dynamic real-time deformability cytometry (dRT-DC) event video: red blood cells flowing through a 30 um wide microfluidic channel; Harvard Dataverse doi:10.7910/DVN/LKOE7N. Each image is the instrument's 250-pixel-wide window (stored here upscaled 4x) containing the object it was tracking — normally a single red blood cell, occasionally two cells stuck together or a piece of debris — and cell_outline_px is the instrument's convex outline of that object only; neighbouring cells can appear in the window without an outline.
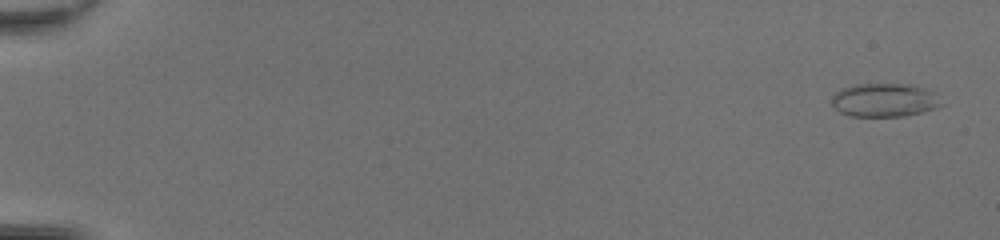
{"species": "common noctule bat (a hibernating species)", "species_latin": "Nyctalus noctula", "temperature_condition": "room temperature", "stored_images_in_passage": 49, "camera_frame_rate_fps": 3000, "um_per_image_px": 0.085, "animal": {"sex": "female", "body_mass_g": 20.0, "forearm_length_mm": 54.0}, "frame": {"image": 1, "passage_image": 2, "time_ms": 0.333, "image_size_px": [1000, 240], "cell_outline_px": [[944, 104], [936, 108], [908, 116], [848, 116], [840, 112], [832, 104], [832, 96], [840, 88], [856, 84], [912, 84], [932, 88]], "centroid_in_image_um": [75.24, 8.49], "position_along_channel_um": 9.8, "area_um2": 21.91}}
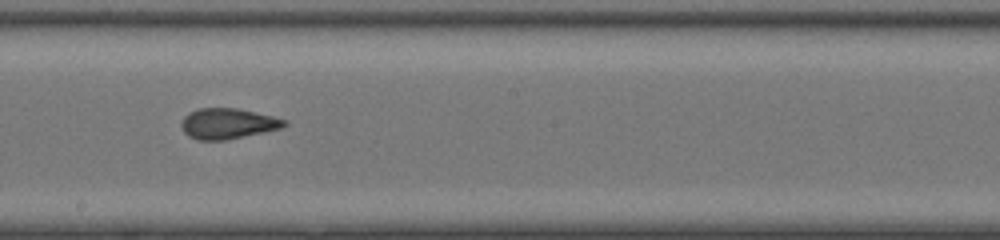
{"frame": {"image": 2, "passage_image": 30, "time_ms": 9.667, "image_size_px": [1000, 240], "cell_outline_px": [[288, 124], [280, 128], [264, 132], [224, 140], [196, 140], [188, 136], [184, 132], [180, 124], [184, 116], [188, 112], [196, 108], [236, 108], [272, 116], [288, 120]], "centroid_in_image_um": [19.32, 10.5], "position_along_channel_um": 228.9, "area_um2": 18.38}}
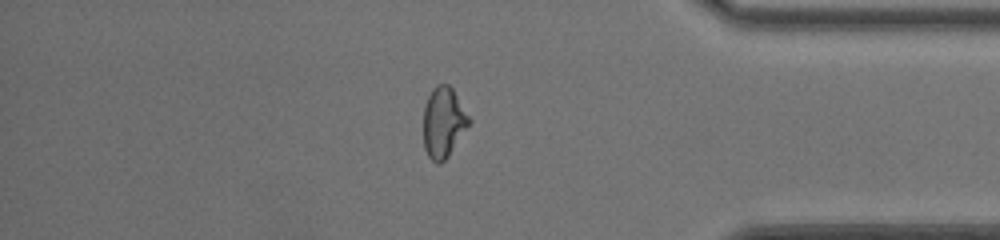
{"frame": {"image": 3, "passage_image": 43, "time_ms": 14.0, "image_size_px": [1000, 240], "cell_outline_px": [[472, 120], [448, 156], [440, 164], [436, 164], [428, 156], [424, 148], [424, 108], [428, 96], [432, 88], [436, 84], [448, 84], [452, 88]], "centroid_in_image_um": [37.69, 10.39], "position_along_channel_um": 397.5, "area_um2": 18.67}, "authors_computed_cell_mechanics": {"area_um2": 19.2474, "velocity_mm_per_s": 4.3607, "shape_relaxation_time_tau1_ms": 9.3953, "shape_relaxation_time_tau2_ms": 1.1981, "deformation_change_tau1": 0.1978, "deformation_change_tau2": 0.0772}}